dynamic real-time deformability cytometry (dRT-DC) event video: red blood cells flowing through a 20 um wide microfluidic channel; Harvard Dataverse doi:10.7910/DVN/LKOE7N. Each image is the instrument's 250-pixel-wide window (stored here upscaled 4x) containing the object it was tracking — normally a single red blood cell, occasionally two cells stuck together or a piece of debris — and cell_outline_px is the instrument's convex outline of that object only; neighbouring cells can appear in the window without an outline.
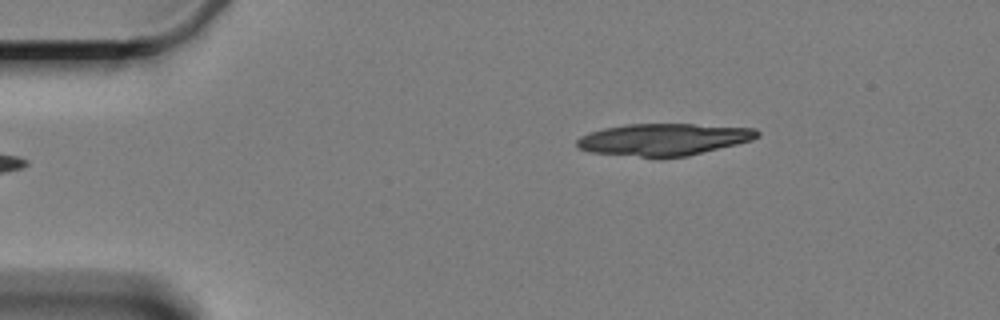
{"species": "Egyptian fruit bat (a non-hibernating species)", "species_latin": "Rousettus aegyptiacus", "temperature_condition": "cold", "stored_images_in_passage": 3, "camera_frame_rate_fps": 3000, "um_per_image_px": 0.085, "animal": {"sex": "female"}, "frame": {"image": 1, "passage_image": 3, "time_ms": 3.0, "image_size_px": [1000, 320], "cell_outline_px": [[760, 136], [752, 140], [688, 156], [660, 160], [592, 152], [576, 148], [576, 140], [580, 136], [588, 132], [604, 128], [628, 124], [692, 124], [756, 128], [760, 132]], "centroid_in_image_um": [56.37, 11.88], "position_along_channel_um": 28.6, "area_um2": 34.39}}